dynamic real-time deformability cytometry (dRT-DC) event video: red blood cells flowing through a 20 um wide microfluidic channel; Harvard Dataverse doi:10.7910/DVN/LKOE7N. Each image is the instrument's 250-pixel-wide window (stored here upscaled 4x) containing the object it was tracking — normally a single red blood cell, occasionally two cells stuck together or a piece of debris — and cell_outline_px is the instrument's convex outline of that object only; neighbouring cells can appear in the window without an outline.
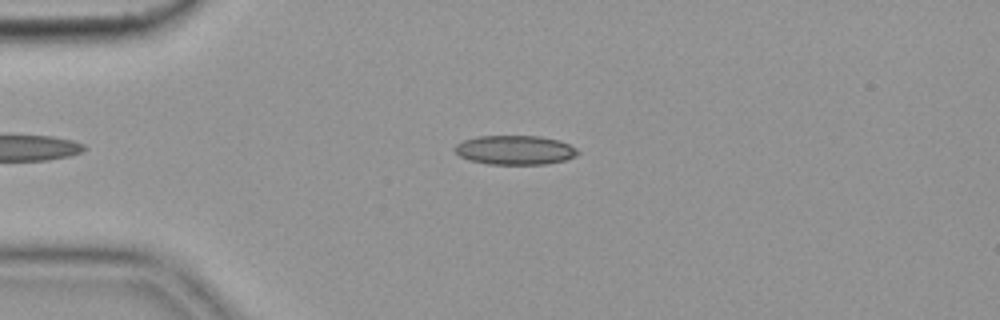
{"species": "common noctule bat (a hibernating species)", "species_latin": "Nyctalus noctula", "temperature_condition": "cold", "stored_images_in_passage": 41, "camera_frame_rate_fps": 3000, "um_per_image_px": 0.085, "animal": {"sex": "female", "body_mass_g": 19.9}, "frame": {"image": 1, "passage_image": 7, "time_ms": 2.0, "image_size_px": [1000, 320], "cell_outline_px": [[580, 152], [576, 156], [564, 160], [544, 164], [488, 164], [472, 160], [460, 156], [452, 148], [456, 144], [464, 140], [476, 136], [540, 136], [560, 140], [576, 148]], "centroid_in_image_um": [43.78, 12.74], "position_along_channel_um": 41.2, "area_um2": 20.92}, "authors_computed_cell_mechanics": {"area_um2": 20.1144, "velocity_mm_per_s": 3.6403, "shape_relaxation_time_tau1_ms": null, "shape_relaxation_time_tau2_ms": 4.0031, "deformation_change_tau1": null, "deformation_change_tau2": 0.1204}}